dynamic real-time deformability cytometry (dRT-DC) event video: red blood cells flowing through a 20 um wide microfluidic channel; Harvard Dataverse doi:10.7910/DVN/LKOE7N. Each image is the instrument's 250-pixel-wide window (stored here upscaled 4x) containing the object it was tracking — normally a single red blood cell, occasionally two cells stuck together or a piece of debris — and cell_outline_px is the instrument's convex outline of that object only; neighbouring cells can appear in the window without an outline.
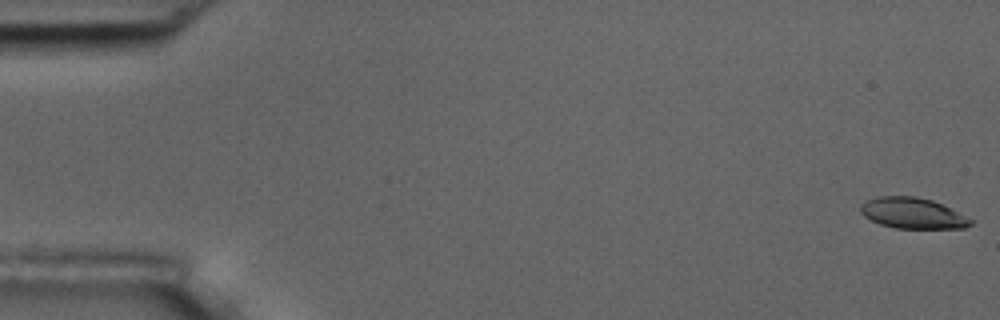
{"species": "common noctule bat (a hibernating species)", "species_latin": "Nyctalus noctula", "temperature_condition": "room temperature", "stored_images_in_passage": 52, "camera_frame_rate_fps": 3000, "um_per_image_px": 0.085, "animal": {"sex": "male", "body_mass_g": 17.5, "forearm_length_mm": 52.3}, "frame": {"image": 1, "passage_image": 1, "time_ms": 0.0, "image_size_px": [1000, 320], "cell_outline_px": [[972, 224], [964, 228], [896, 228], [880, 224], [864, 216], [860, 212], [860, 204], [868, 200], [880, 196], [916, 196], [932, 200], [972, 220]], "centroid_in_image_um": [77.52, 18.12], "position_along_channel_um": 7.5, "area_um2": 19.42}}
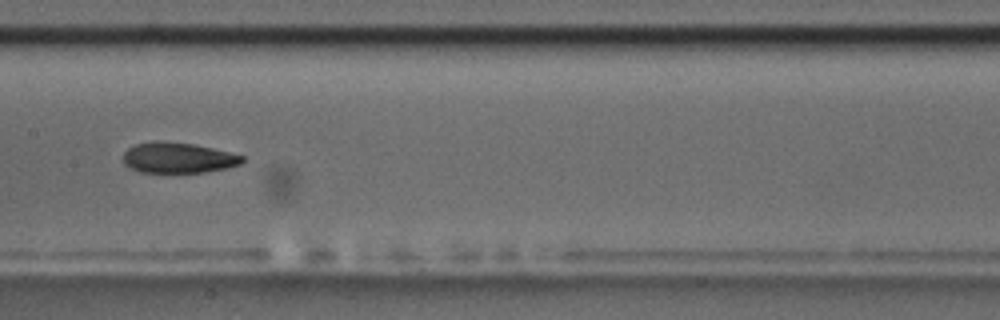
{"frame": {"image": 2, "passage_image": 28, "time_ms": 9.0, "image_size_px": [1000, 320], "cell_outline_px": [[244, 160], [240, 164], [228, 168], [204, 172], [140, 172], [128, 168], [124, 164], [124, 152], [128, 148], [136, 144], [152, 140], [160, 140], [192, 144], [212, 148], [244, 156]], "centroid_in_image_um": [15.1, 13.41], "position_along_channel_um": 192.3, "area_um2": 21.27}}
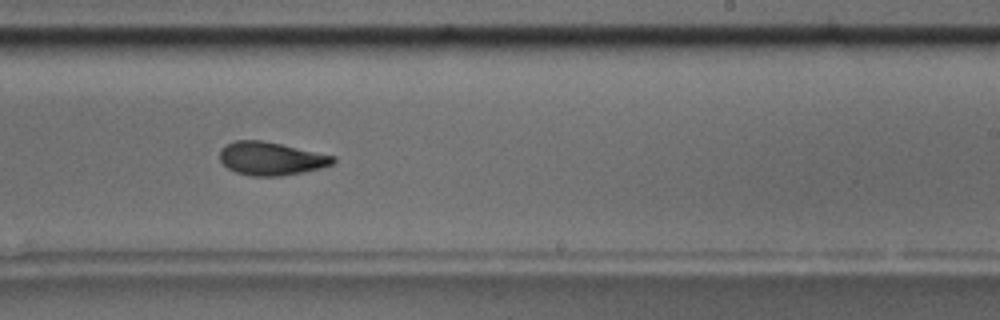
{"frame": {"image": 3, "passage_image": 34, "time_ms": 11.0, "image_size_px": [1000, 320], "cell_outline_px": [[336, 160], [332, 164], [320, 168], [280, 176], [252, 176], [236, 172], [228, 168], [220, 160], [220, 148], [236, 140], [264, 140], [336, 156]], "centroid_in_image_um": [23.04, 13.47], "position_along_channel_um": 266.0, "area_um2": 21.85}}